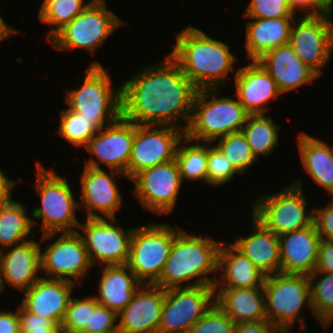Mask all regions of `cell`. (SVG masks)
Instances as JSON below:
<instances>
[{"label":"cell","instance_id":"6da1fadb","mask_svg":"<svg viewBox=\"0 0 333 333\" xmlns=\"http://www.w3.org/2000/svg\"><path fill=\"white\" fill-rule=\"evenodd\" d=\"M133 76L121 83L122 117L136 125L174 126L186 131L198 89L179 63L168 54ZM183 118L186 125L182 126Z\"/></svg>","mask_w":333,"mask_h":333},{"label":"cell","instance_id":"7a4b0ae2","mask_svg":"<svg viewBox=\"0 0 333 333\" xmlns=\"http://www.w3.org/2000/svg\"><path fill=\"white\" fill-rule=\"evenodd\" d=\"M174 49L169 53L184 74L199 89H220L229 73H237L233 65L237 57L229 44L210 37L191 25L176 34Z\"/></svg>","mask_w":333,"mask_h":333},{"label":"cell","instance_id":"3957f363","mask_svg":"<svg viewBox=\"0 0 333 333\" xmlns=\"http://www.w3.org/2000/svg\"><path fill=\"white\" fill-rule=\"evenodd\" d=\"M205 235L198 237L182 229L175 236L164 270L155 285L163 290L194 286L214 287L217 276L213 275L211 278L206 275L218 273V253L222 241H215L208 234Z\"/></svg>","mask_w":333,"mask_h":333},{"label":"cell","instance_id":"277c9868","mask_svg":"<svg viewBox=\"0 0 333 333\" xmlns=\"http://www.w3.org/2000/svg\"><path fill=\"white\" fill-rule=\"evenodd\" d=\"M219 91H197L191 120L185 131V136L191 141L213 143L228 134L242 131L249 113L238 98L221 97Z\"/></svg>","mask_w":333,"mask_h":333},{"label":"cell","instance_id":"5b68a950","mask_svg":"<svg viewBox=\"0 0 333 333\" xmlns=\"http://www.w3.org/2000/svg\"><path fill=\"white\" fill-rule=\"evenodd\" d=\"M37 165V179L35 192L40 195L41 207H35L31 218L33 228L42 219V235L48 233L76 232L80 221L76 212L81 204L74 197L72 187L64 178L55 173L53 169L47 170L39 161ZM36 219V220H34Z\"/></svg>","mask_w":333,"mask_h":333},{"label":"cell","instance_id":"8992f818","mask_svg":"<svg viewBox=\"0 0 333 333\" xmlns=\"http://www.w3.org/2000/svg\"><path fill=\"white\" fill-rule=\"evenodd\" d=\"M112 80L100 62L91 61L83 84L66 92L67 108L92 120L100 129L122 116L121 84L112 88Z\"/></svg>","mask_w":333,"mask_h":333},{"label":"cell","instance_id":"52a82bcc","mask_svg":"<svg viewBox=\"0 0 333 333\" xmlns=\"http://www.w3.org/2000/svg\"><path fill=\"white\" fill-rule=\"evenodd\" d=\"M263 290L268 322L282 333H289L295 325L293 324L295 320L300 321L302 330L306 329L301 309L307 306L312 312L310 283L307 275L281 272L268 275L264 279Z\"/></svg>","mask_w":333,"mask_h":333},{"label":"cell","instance_id":"ba28073f","mask_svg":"<svg viewBox=\"0 0 333 333\" xmlns=\"http://www.w3.org/2000/svg\"><path fill=\"white\" fill-rule=\"evenodd\" d=\"M302 180H294L280 192L263 195L252 202V216L277 236L305 229L313 224V209L303 194Z\"/></svg>","mask_w":333,"mask_h":333},{"label":"cell","instance_id":"9c48e42d","mask_svg":"<svg viewBox=\"0 0 333 333\" xmlns=\"http://www.w3.org/2000/svg\"><path fill=\"white\" fill-rule=\"evenodd\" d=\"M182 229L151 222L134 227L127 266L142 284H155L165 267L175 236Z\"/></svg>","mask_w":333,"mask_h":333},{"label":"cell","instance_id":"30bf717a","mask_svg":"<svg viewBox=\"0 0 333 333\" xmlns=\"http://www.w3.org/2000/svg\"><path fill=\"white\" fill-rule=\"evenodd\" d=\"M124 24L107 9L105 0H93L72 21L60 29L49 43L57 50L85 49L92 54L102 46L109 35Z\"/></svg>","mask_w":333,"mask_h":333},{"label":"cell","instance_id":"8fae6325","mask_svg":"<svg viewBox=\"0 0 333 333\" xmlns=\"http://www.w3.org/2000/svg\"><path fill=\"white\" fill-rule=\"evenodd\" d=\"M131 181L135 185L132 192L144 210L159 216L174 210L183 182L175 159L146 168Z\"/></svg>","mask_w":333,"mask_h":333},{"label":"cell","instance_id":"7c38bea8","mask_svg":"<svg viewBox=\"0 0 333 333\" xmlns=\"http://www.w3.org/2000/svg\"><path fill=\"white\" fill-rule=\"evenodd\" d=\"M326 13L299 16L292 26L289 45L298 58L319 78L333 55V20ZM297 20V22H296ZM298 23V24H297Z\"/></svg>","mask_w":333,"mask_h":333},{"label":"cell","instance_id":"4fadbf2b","mask_svg":"<svg viewBox=\"0 0 333 333\" xmlns=\"http://www.w3.org/2000/svg\"><path fill=\"white\" fill-rule=\"evenodd\" d=\"M215 304L212 286L164 290L158 333H186Z\"/></svg>","mask_w":333,"mask_h":333},{"label":"cell","instance_id":"5bb4252c","mask_svg":"<svg viewBox=\"0 0 333 333\" xmlns=\"http://www.w3.org/2000/svg\"><path fill=\"white\" fill-rule=\"evenodd\" d=\"M78 228L84 233L81 237L93 266L96 262L100 269L127 264L134 226L125 230L116 218H86Z\"/></svg>","mask_w":333,"mask_h":333},{"label":"cell","instance_id":"9a60e30c","mask_svg":"<svg viewBox=\"0 0 333 333\" xmlns=\"http://www.w3.org/2000/svg\"><path fill=\"white\" fill-rule=\"evenodd\" d=\"M185 131L174 126L136 125L128 163V179L140 171L175 159Z\"/></svg>","mask_w":333,"mask_h":333},{"label":"cell","instance_id":"2e32d148","mask_svg":"<svg viewBox=\"0 0 333 333\" xmlns=\"http://www.w3.org/2000/svg\"><path fill=\"white\" fill-rule=\"evenodd\" d=\"M40 262L45 278L65 280L75 285L82 283L93 267L79 230L62 232L43 252L41 248Z\"/></svg>","mask_w":333,"mask_h":333},{"label":"cell","instance_id":"e0dca14e","mask_svg":"<svg viewBox=\"0 0 333 333\" xmlns=\"http://www.w3.org/2000/svg\"><path fill=\"white\" fill-rule=\"evenodd\" d=\"M133 140L134 123L121 116L114 123L99 129L89 140L85 149L91 157L85 160L84 166L102 169L98 164L100 161L109 169L122 172L128 179V163L132 153Z\"/></svg>","mask_w":333,"mask_h":333},{"label":"cell","instance_id":"ac0fdd59","mask_svg":"<svg viewBox=\"0 0 333 333\" xmlns=\"http://www.w3.org/2000/svg\"><path fill=\"white\" fill-rule=\"evenodd\" d=\"M55 235L57 233L43 234L39 242L30 239L0 251V293L4 292L6 283L24 292L42 277L38 275L41 270L40 243L50 241Z\"/></svg>","mask_w":333,"mask_h":333},{"label":"cell","instance_id":"d6986e66","mask_svg":"<svg viewBox=\"0 0 333 333\" xmlns=\"http://www.w3.org/2000/svg\"><path fill=\"white\" fill-rule=\"evenodd\" d=\"M118 174L127 178L125 174L117 170L110 169L108 174L103 168L84 166L80 178L81 194L79 196L87 213L86 218H116V212L123 204L122 195L116 184Z\"/></svg>","mask_w":333,"mask_h":333},{"label":"cell","instance_id":"ffe728a7","mask_svg":"<svg viewBox=\"0 0 333 333\" xmlns=\"http://www.w3.org/2000/svg\"><path fill=\"white\" fill-rule=\"evenodd\" d=\"M164 290L155 284H142L131 302L118 314L119 333H158Z\"/></svg>","mask_w":333,"mask_h":333},{"label":"cell","instance_id":"44dd1931","mask_svg":"<svg viewBox=\"0 0 333 333\" xmlns=\"http://www.w3.org/2000/svg\"><path fill=\"white\" fill-rule=\"evenodd\" d=\"M75 287L77 286L71 282L43 276L23 292V299L19 304L26 311L61 326Z\"/></svg>","mask_w":333,"mask_h":333},{"label":"cell","instance_id":"7402d4cb","mask_svg":"<svg viewBox=\"0 0 333 333\" xmlns=\"http://www.w3.org/2000/svg\"><path fill=\"white\" fill-rule=\"evenodd\" d=\"M236 72L235 94L249 114H265L268 102L282 95L275 80L258 61H249L247 66L237 68Z\"/></svg>","mask_w":333,"mask_h":333},{"label":"cell","instance_id":"603a6c76","mask_svg":"<svg viewBox=\"0 0 333 333\" xmlns=\"http://www.w3.org/2000/svg\"><path fill=\"white\" fill-rule=\"evenodd\" d=\"M280 272L310 275L315 271L321 238L314 223L302 230L278 236Z\"/></svg>","mask_w":333,"mask_h":333},{"label":"cell","instance_id":"cb8c5ba5","mask_svg":"<svg viewBox=\"0 0 333 333\" xmlns=\"http://www.w3.org/2000/svg\"><path fill=\"white\" fill-rule=\"evenodd\" d=\"M258 63L275 80L282 94L305 84H312L318 76L309 69L289 45H283L265 53Z\"/></svg>","mask_w":333,"mask_h":333},{"label":"cell","instance_id":"d4e9b609","mask_svg":"<svg viewBox=\"0 0 333 333\" xmlns=\"http://www.w3.org/2000/svg\"><path fill=\"white\" fill-rule=\"evenodd\" d=\"M217 271L221 276L216 279L214 288L263 287L266 277L231 241L220 245Z\"/></svg>","mask_w":333,"mask_h":333},{"label":"cell","instance_id":"484cf974","mask_svg":"<svg viewBox=\"0 0 333 333\" xmlns=\"http://www.w3.org/2000/svg\"><path fill=\"white\" fill-rule=\"evenodd\" d=\"M246 23L245 45L247 58L257 61L265 53L289 44L292 26L297 17L249 18Z\"/></svg>","mask_w":333,"mask_h":333},{"label":"cell","instance_id":"4316f807","mask_svg":"<svg viewBox=\"0 0 333 333\" xmlns=\"http://www.w3.org/2000/svg\"><path fill=\"white\" fill-rule=\"evenodd\" d=\"M215 304L236 324L267 320L263 287L214 288Z\"/></svg>","mask_w":333,"mask_h":333},{"label":"cell","instance_id":"83f0119b","mask_svg":"<svg viewBox=\"0 0 333 333\" xmlns=\"http://www.w3.org/2000/svg\"><path fill=\"white\" fill-rule=\"evenodd\" d=\"M252 232L231 243L266 276L280 273L279 238L252 216Z\"/></svg>","mask_w":333,"mask_h":333},{"label":"cell","instance_id":"f1b7e54d","mask_svg":"<svg viewBox=\"0 0 333 333\" xmlns=\"http://www.w3.org/2000/svg\"><path fill=\"white\" fill-rule=\"evenodd\" d=\"M100 272L99 294L94 298L99 305L119 314L131 302L142 283L126 264L103 266Z\"/></svg>","mask_w":333,"mask_h":333},{"label":"cell","instance_id":"f546056e","mask_svg":"<svg viewBox=\"0 0 333 333\" xmlns=\"http://www.w3.org/2000/svg\"><path fill=\"white\" fill-rule=\"evenodd\" d=\"M297 147L306 173L333 196V149L328 144L303 131L298 133ZM332 195V196H331Z\"/></svg>","mask_w":333,"mask_h":333},{"label":"cell","instance_id":"4dcf8cb0","mask_svg":"<svg viewBox=\"0 0 333 333\" xmlns=\"http://www.w3.org/2000/svg\"><path fill=\"white\" fill-rule=\"evenodd\" d=\"M26 206L14 199L0 204V251L28 240L33 226ZM29 238V239H28Z\"/></svg>","mask_w":333,"mask_h":333},{"label":"cell","instance_id":"1f68e13d","mask_svg":"<svg viewBox=\"0 0 333 333\" xmlns=\"http://www.w3.org/2000/svg\"><path fill=\"white\" fill-rule=\"evenodd\" d=\"M280 125L274 123L273 119L266 114H249L242 132L255 155L267 156L278 146V131Z\"/></svg>","mask_w":333,"mask_h":333},{"label":"cell","instance_id":"d6a6232c","mask_svg":"<svg viewBox=\"0 0 333 333\" xmlns=\"http://www.w3.org/2000/svg\"><path fill=\"white\" fill-rule=\"evenodd\" d=\"M199 143L195 141L193 144V141L184 136L178 144L175 160L183 182L202 180L207 183L208 143Z\"/></svg>","mask_w":333,"mask_h":333},{"label":"cell","instance_id":"836d02e7","mask_svg":"<svg viewBox=\"0 0 333 333\" xmlns=\"http://www.w3.org/2000/svg\"><path fill=\"white\" fill-rule=\"evenodd\" d=\"M92 1L84 4V0H44L40 5L38 18L41 23L52 26L48 31L47 40L49 41Z\"/></svg>","mask_w":333,"mask_h":333},{"label":"cell","instance_id":"e575fe53","mask_svg":"<svg viewBox=\"0 0 333 333\" xmlns=\"http://www.w3.org/2000/svg\"><path fill=\"white\" fill-rule=\"evenodd\" d=\"M312 314L323 327L333 322V273L313 272L308 275Z\"/></svg>","mask_w":333,"mask_h":333},{"label":"cell","instance_id":"d590c367","mask_svg":"<svg viewBox=\"0 0 333 333\" xmlns=\"http://www.w3.org/2000/svg\"><path fill=\"white\" fill-rule=\"evenodd\" d=\"M60 111V125L56 130L58 135L75 147L85 148L100 128L92 120L68 108Z\"/></svg>","mask_w":333,"mask_h":333},{"label":"cell","instance_id":"8d00e7d4","mask_svg":"<svg viewBox=\"0 0 333 333\" xmlns=\"http://www.w3.org/2000/svg\"><path fill=\"white\" fill-rule=\"evenodd\" d=\"M215 146L232 163L234 168L243 175L247 169L257 162L243 132L228 134L217 139Z\"/></svg>","mask_w":333,"mask_h":333},{"label":"cell","instance_id":"74e56055","mask_svg":"<svg viewBox=\"0 0 333 333\" xmlns=\"http://www.w3.org/2000/svg\"><path fill=\"white\" fill-rule=\"evenodd\" d=\"M237 174L240 175L214 143H208L207 184L211 187L223 186Z\"/></svg>","mask_w":333,"mask_h":333},{"label":"cell","instance_id":"f35d334b","mask_svg":"<svg viewBox=\"0 0 333 333\" xmlns=\"http://www.w3.org/2000/svg\"><path fill=\"white\" fill-rule=\"evenodd\" d=\"M243 17L248 18H282L298 17L290 6L289 0H249Z\"/></svg>","mask_w":333,"mask_h":333},{"label":"cell","instance_id":"ab89813d","mask_svg":"<svg viewBox=\"0 0 333 333\" xmlns=\"http://www.w3.org/2000/svg\"><path fill=\"white\" fill-rule=\"evenodd\" d=\"M235 324L214 304L186 333H234Z\"/></svg>","mask_w":333,"mask_h":333},{"label":"cell","instance_id":"60d3db41","mask_svg":"<svg viewBox=\"0 0 333 333\" xmlns=\"http://www.w3.org/2000/svg\"><path fill=\"white\" fill-rule=\"evenodd\" d=\"M118 313L98 304L94 296L90 295V325L85 332L88 333H119V324H116Z\"/></svg>","mask_w":333,"mask_h":333},{"label":"cell","instance_id":"b9f144b4","mask_svg":"<svg viewBox=\"0 0 333 333\" xmlns=\"http://www.w3.org/2000/svg\"><path fill=\"white\" fill-rule=\"evenodd\" d=\"M90 325V295L82 299L71 297L61 330H85Z\"/></svg>","mask_w":333,"mask_h":333},{"label":"cell","instance_id":"7bdbcfd3","mask_svg":"<svg viewBox=\"0 0 333 333\" xmlns=\"http://www.w3.org/2000/svg\"><path fill=\"white\" fill-rule=\"evenodd\" d=\"M313 212V223L321 240L333 242V197L325 207H313Z\"/></svg>","mask_w":333,"mask_h":333},{"label":"cell","instance_id":"ee69618b","mask_svg":"<svg viewBox=\"0 0 333 333\" xmlns=\"http://www.w3.org/2000/svg\"><path fill=\"white\" fill-rule=\"evenodd\" d=\"M18 306L20 329L61 328V326L54 324L51 320L28 312L21 305Z\"/></svg>","mask_w":333,"mask_h":333},{"label":"cell","instance_id":"f6af8a7d","mask_svg":"<svg viewBox=\"0 0 333 333\" xmlns=\"http://www.w3.org/2000/svg\"><path fill=\"white\" fill-rule=\"evenodd\" d=\"M314 272L333 273V242L321 240Z\"/></svg>","mask_w":333,"mask_h":333},{"label":"cell","instance_id":"bcb514c9","mask_svg":"<svg viewBox=\"0 0 333 333\" xmlns=\"http://www.w3.org/2000/svg\"><path fill=\"white\" fill-rule=\"evenodd\" d=\"M234 333H282L267 320L235 324Z\"/></svg>","mask_w":333,"mask_h":333},{"label":"cell","instance_id":"7dc6e473","mask_svg":"<svg viewBox=\"0 0 333 333\" xmlns=\"http://www.w3.org/2000/svg\"><path fill=\"white\" fill-rule=\"evenodd\" d=\"M0 333H20L18 308L15 313L10 310H0Z\"/></svg>","mask_w":333,"mask_h":333},{"label":"cell","instance_id":"c3c4849f","mask_svg":"<svg viewBox=\"0 0 333 333\" xmlns=\"http://www.w3.org/2000/svg\"><path fill=\"white\" fill-rule=\"evenodd\" d=\"M294 13L302 11L301 16H319L326 12L314 0H289Z\"/></svg>","mask_w":333,"mask_h":333},{"label":"cell","instance_id":"681fc988","mask_svg":"<svg viewBox=\"0 0 333 333\" xmlns=\"http://www.w3.org/2000/svg\"><path fill=\"white\" fill-rule=\"evenodd\" d=\"M17 185V181L8 178L2 170H0V204L12 200V189Z\"/></svg>","mask_w":333,"mask_h":333},{"label":"cell","instance_id":"f907efd6","mask_svg":"<svg viewBox=\"0 0 333 333\" xmlns=\"http://www.w3.org/2000/svg\"><path fill=\"white\" fill-rule=\"evenodd\" d=\"M4 17L0 14V43L6 39H9L10 36L19 33L17 29L12 28V26L5 23L3 20Z\"/></svg>","mask_w":333,"mask_h":333},{"label":"cell","instance_id":"816d5d0a","mask_svg":"<svg viewBox=\"0 0 333 333\" xmlns=\"http://www.w3.org/2000/svg\"><path fill=\"white\" fill-rule=\"evenodd\" d=\"M330 17L333 13V0H314Z\"/></svg>","mask_w":333,"mask_h":333},{"label":"cell","instance_id":"f5cc1de1","mask_svg":"<svg viewBox=\"0 0 333 333\" xmlns=\"http://www.w3.org/2000/svg\"><path fill=\"white\" fill-rule=\"evenodd\" d=\"M61 328L20 329V333H60Z\"/></svg>","mask_w":333,"mask_h":333},{"label":"cell","instance_id":"db71d44e","mask_svg":"<svg viewBox=\"0 0 333 333\" xmlns=\"http://www.w3.org/2000/svg\"><path fill=\"white\" fill-rule=\"evenodd\" d=\"M60 333H88V332H85L84 330H79V331L61 330Z\"/></svg>","mask_w":333,"mask_h":333},{"label":"cell","instance_id":"11a10c76","mask_svg":"<svg viewBox=\"0 0 333 333\" xmlns=\"http://www.w3.org/2000/svg\"><path fill=\"white\" fill-rule=\"evenodd\" d=\"M302 331H303V333H307V332H306V331H307L306 329H303ZM325 333H328V332H325Z\"/></svg>","mask_w":333,"mask_h":333}]
</instances>
